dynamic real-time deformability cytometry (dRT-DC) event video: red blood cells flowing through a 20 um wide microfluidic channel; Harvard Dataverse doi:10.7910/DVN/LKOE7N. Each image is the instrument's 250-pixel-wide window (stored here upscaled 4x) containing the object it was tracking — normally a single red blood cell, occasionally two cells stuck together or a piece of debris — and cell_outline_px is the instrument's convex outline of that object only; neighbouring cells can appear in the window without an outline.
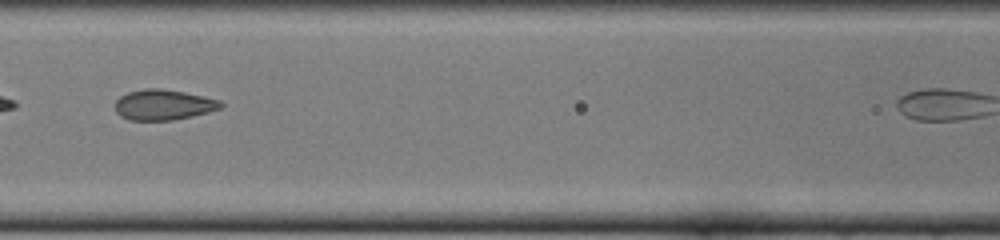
{"species": "common noctule bat (a hibernating species)", "species_latin": "Nyctalus noctula", "temperature_condition": "cold", "stored_images_in_passage": 28, "camera_frame_rate_fps": 3000, "um_per_image_px": 0.085, "animal": {"sex": "female", "body_mass_g": 22.0, "forearm_length_mm": 56.7}, "frame": {"image": 1, "passage_image": 8, "time_ms": 2.333, "image_size_px": [1000, 240], "cell_outline_px": [[224, 104], [220, 108], [208, 112], [192, 116], [172, 120], [128, 120], [120, 116], [116, 112], [116, 100], [120, 96], [128, 92], [144, 88], [160, 88], [184, 92], [204, 96], [220, 100]], "centroid_in_image_um": [13.88, 8.9], "position_along_channel_um": 152.7, "area_um2": 18.79}}
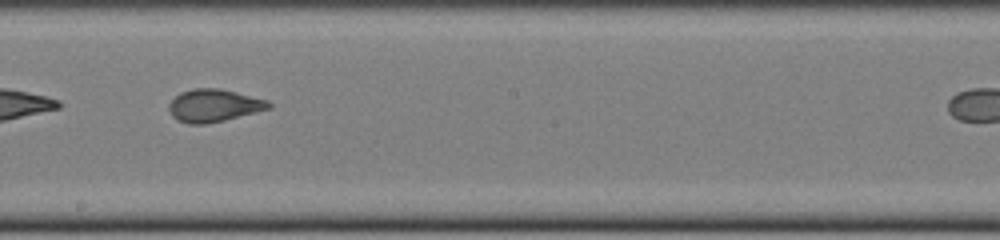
{"frame": {"image": 2, "passage_image": 14, "time_ms": 4.333, "image_size_px": [1000, 240], "cell_outline_px": [[272, 104], [268, 108], [224, 120], [204, 124], [188, 124], [176, 120], [172, 116], [168, 108], [168, 104], [180, 92], [192, 88], [220, 88], [268, 100]], "centroid_in_image_um": [18.12, 8.96], "position_along_channel_um": 230.1, "area_um2": 18.84}}
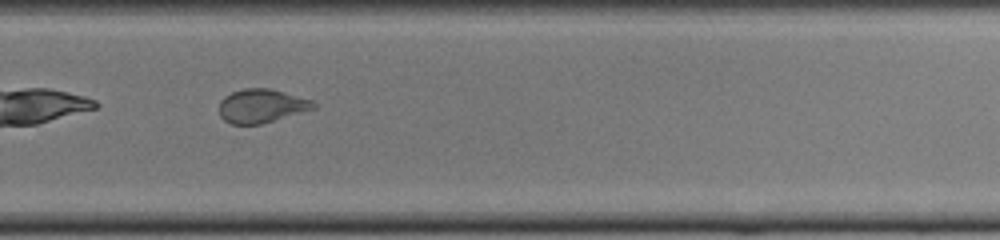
{"frame": {"image": 3, "passage_image": 20, "time_ms": 6.333, "image_size_px": [1000, 240], "cell_outline_px": [[316, 108], [260, 124], [232, 124], [224, 120], [220, 116], [220, 100], [224, 96], [232, 92], [244, 88], [268, 88], [284, 92], [312, 100], [316, 104]], "centroid_in_image_um": [22.21, 8.99], "position_along_channel_um": 307.6, "area_um2": 18.38}}